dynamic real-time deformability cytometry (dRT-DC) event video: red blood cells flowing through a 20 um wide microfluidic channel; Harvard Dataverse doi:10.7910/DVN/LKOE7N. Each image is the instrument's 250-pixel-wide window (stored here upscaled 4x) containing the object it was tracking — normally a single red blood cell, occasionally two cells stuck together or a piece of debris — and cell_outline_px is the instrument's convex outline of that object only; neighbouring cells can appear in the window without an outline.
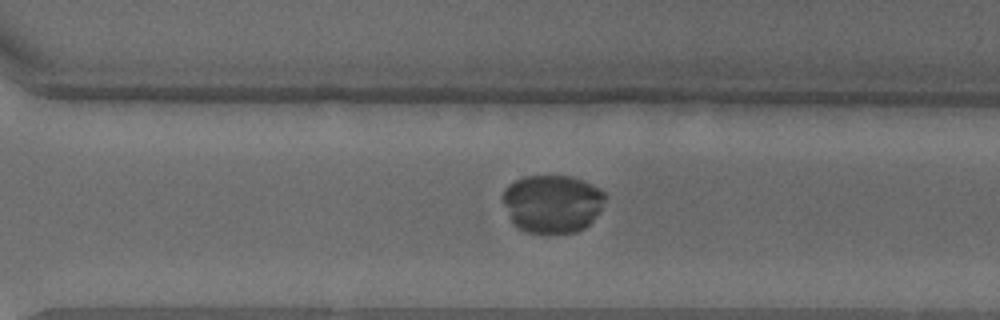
{"species": "common noctule bat (a hibernating species)", "species_latin": "Nyctalus noctula", "temperature_condition": "warm", "stored_images_in_passage": 38, "camera_frame_rate_fps": 3000, "um_per_image_px": 0.085, "animal": {"sex": "male", "body_mass_g": 18.8}, "frame": {"image": 1, "passage_image": 28, "time_ms": 9.0, "image_size_px": [1000, 320], "cell_outline_px": [[608, 196], [592, 220], [584, 228], [576, 232], [528, 232], [512, 224], [504, 204], [504, 188], [508, 184], [524, 176], [572, 176], [584, 180], [592, 184], [604, 192]], "centroid_in_image_um": [46.95, 17.29], "position_along_channel_um": 323.7, "area_um2": 34.39}}
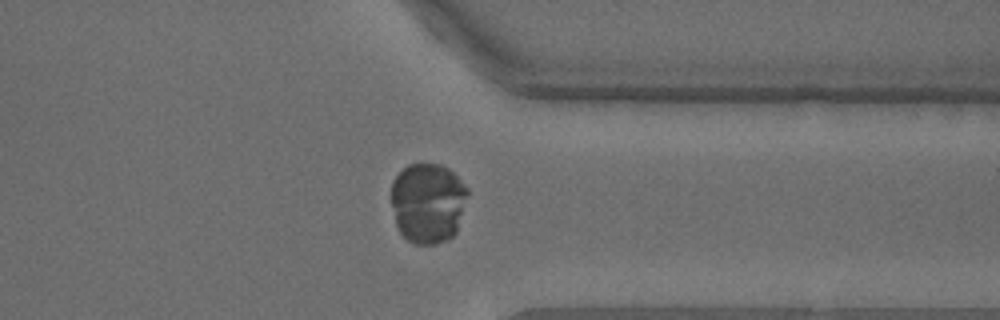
{"frame": {"image": 2, "passage_image": 31, "time_ms": 10.0, "image_size_px": [1000, 320], "cell_outline_px": [[468, 192], [456, 232], [448, 240], [436, 244], [412, 244], [400, 232], [396, 224], [392, 204], [392, 180], [408, 164], [440, 164], [448, 168], [468, 188]], "centroid_in_image_um": [36.36, 17.25], "position_along_channel_um": 375.0, "area_um2": 35.6}}